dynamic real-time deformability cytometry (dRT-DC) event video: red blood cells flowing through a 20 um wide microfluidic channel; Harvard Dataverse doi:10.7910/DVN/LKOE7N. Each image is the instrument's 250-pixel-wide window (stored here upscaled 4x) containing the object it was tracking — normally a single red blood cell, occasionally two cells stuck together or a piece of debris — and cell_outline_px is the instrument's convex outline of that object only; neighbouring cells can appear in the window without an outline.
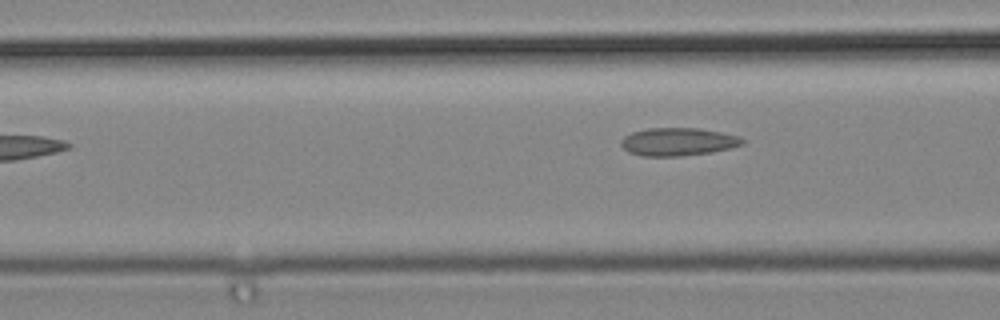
{"species": "common noctule bat (a hibernating species)", "species_latin": "Nyctalus noctula", "temperature_condition": "cold", "stored_images_in_passage": 4, "camera_frame_rate_fps": 3000, "um_per_image_px": 0.085, "animal": {"sex": "male", "body_mass_g": 19.2, "forearm_length_mm": 51.8}, "frame": {"image": 1, "passage_image": 3, "time_ms": 0.667, "image_size_px": [1000, 320], "cell_outline_px": [[744, 144], [732, 148], [712, 152], [680, 156], [640, 156], [628, 152], [620, 144], [620, 140], [624, 136], [632, 132], [648, 128], [700, 128], [720, 132], [736, 136], [744, 140]], "centroid_in_image_um": [57.6, 12.05], "position_along_channel_um": 109.0, "area_um2": 19.83}}
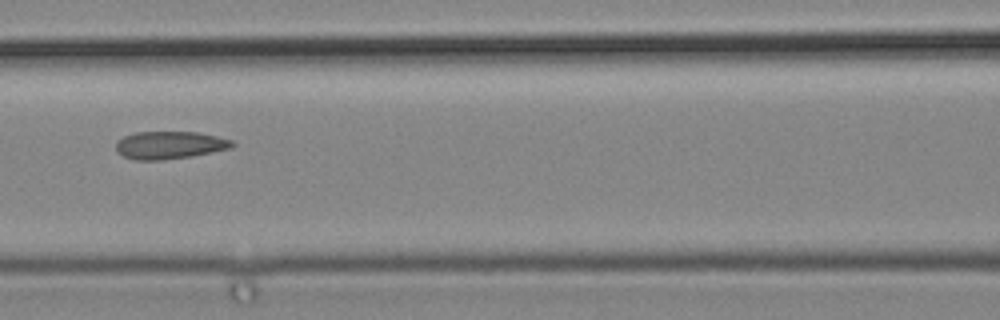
{"frame": {"image": 2, "passage_image": 4, "time_ms": 1.0, "image_size_px": [1000, 320], "cell_outline_px": [[236, 144], [232, 148], [192, 156], [160, 160], [136, 160], [124, 156], [116, 152], [116, 140], [124, 136], [136, 132], [196, 132], [216, 136], [232, 140]], "centroid_in_image_um": [14.41, 12.33], "position_along_channel_um": 152.2, "area_um2": 18.79}}